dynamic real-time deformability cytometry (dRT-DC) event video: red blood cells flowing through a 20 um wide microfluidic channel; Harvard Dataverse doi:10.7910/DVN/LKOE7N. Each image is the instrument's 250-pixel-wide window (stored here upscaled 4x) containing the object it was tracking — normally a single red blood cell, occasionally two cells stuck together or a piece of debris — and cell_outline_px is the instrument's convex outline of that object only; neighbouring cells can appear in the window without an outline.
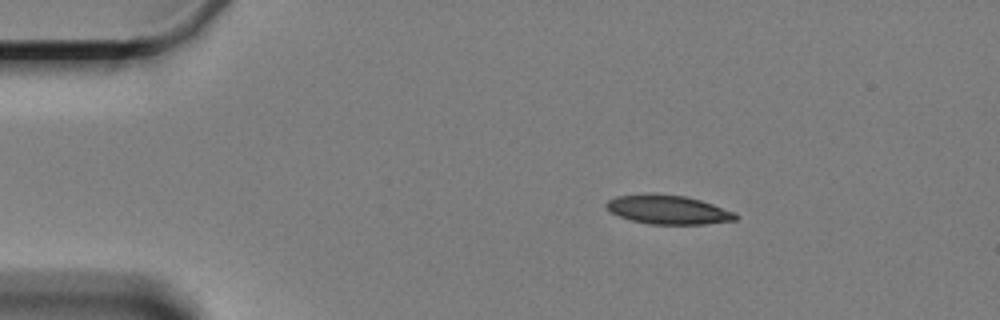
{"species": "Egyptian fruit bat (a non-hibernating species)", "species_latin": "Rousettus aegyptiacus", "temperature_condition": "cold", "stored_images_in_passage": 2, "camera_frame_rate_fps": 3000, "um_per_image_px": 0.085, "animal": {"sex": "female"}, "frame": {"image": 1, "passage_image": 1, "time_ms": 0.0, "image_size_px": [1000, 320], "cell_outline_px": [[740, 216], [736, 220], [704, 224], [648, 224], [632, 220], [620, 216], [612, 212], [604, 204], [608, 200], [616, 196], [684, 196], [700, 200], [736, 212]], "centroid_in_image_um": [56.87, 17.87], "position_along_channel_um": 28.1, "area_um2": 20.98}}